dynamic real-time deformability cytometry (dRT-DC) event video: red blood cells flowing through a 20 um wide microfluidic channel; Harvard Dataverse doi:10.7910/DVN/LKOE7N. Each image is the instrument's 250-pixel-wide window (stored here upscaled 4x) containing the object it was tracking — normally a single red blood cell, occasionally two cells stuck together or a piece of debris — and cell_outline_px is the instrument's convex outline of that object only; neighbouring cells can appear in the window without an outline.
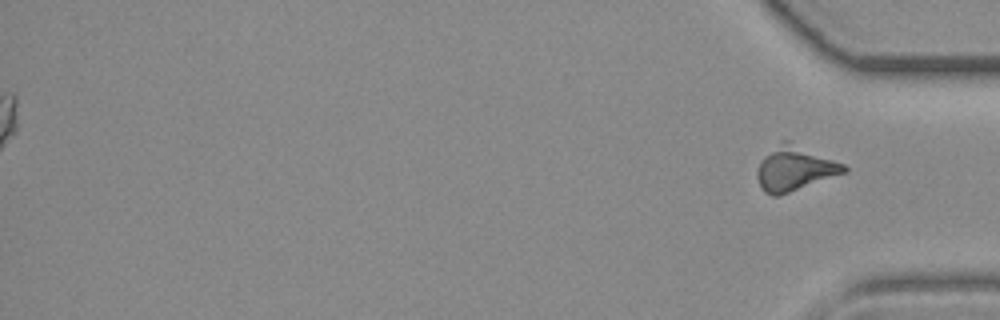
{"species": "common noctule bat (a hibernating species)", "species_latin": "Nyctalus noctula", "temperature_condition": "room temperature", "stored_images_in_passage": 37, "segment_of_instrument_passage": [2, 2], "camera_frame_rate_fps": 3000, "um_per_image_px": 0.085, "animal": {"sex": "female", "body_mass_g": 19.3, "forearm_length_mm": 54.1}, "frame": {"image": 1, "passage_image": 37, "time_ms": 12.0, "image_size_px": [1000, 320], "cell_outline_px": [[848, 172], [776, 196], [772, 196], [764, 192], [756, 176], [756, 172], [760, 160], [780, 140], [788, 140], [844, 164], [848, 168]], "centroid_in_image_um": [67.54, 14.31], "position_along_channel_um": 367.7, "area_um2": 22.37}}